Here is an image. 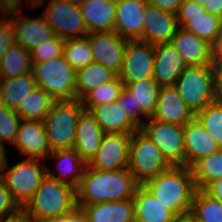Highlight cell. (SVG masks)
<instances>
[{
  "label": "cell",
  "instance_id": "obj_33",
  "mask_svg": "<svg viewBox=\"0 0 222 222\" xmlns=\"http://www.w3.org/2000/svg\"><path fill=\"white\" fill-rule=\"evenodd\" d=\"M126 87L133 93L136 101V109L151 117L154 113L159 97L160 86L153 78H147L138 82L128 83Z\"/></svg>",
  "mask_w": 222,
  "mask_h": 222
},
{
  "label": "cell",
  "instance_id": "obj_51",
  "mask_svg": "<svg viewBox=\"0 0 222 222\" xmlns=\"http://www.w3.org/2000/svg\"><path fill=\"white\" fill-rule=\"evenodd\" d=\"M6 2H9V3H12L14 5H17V6H21L22 7V3H23V0H5ZM27 1V5L30 7V8H35L36 6L38 5H42L44 0H26Z\"/></svg>",
  "mask_w": 222,
  "mask_h": 222
},
{
  "label": "cell",
  "instance_id": "obj_2",
  "mask_svg": "<svg viewBox=\"0 0 222 222\" xmlns=\"http://www.w3.org/2000/svg\"><path fill=\"white\" fill-rule=\"evenodd\" d=\"M143 186L176 216L191 213L193 197L197 190L191 168L171 166Z\"/></svg>",
  "mask_w": 222,
  "mask_h": 222
},
{
  "label": "cell",
  "instance_id": "obj_18",
  "mask_svg": "<svg viewBox=\"0 0 222 222\" xmlns=\"http://www.w3.org/2000/svg\"><path fill=\"white\" fill-rule=\"evenodd\" d=\"M194 117L195 114L185 104L174 85L160 88L151 119L184 127Z\"/></svg>",
  "mask_w": 222,
  "mask_h": 222
},
{
  "label": "cell",
  "instance_id": "obj_23",
  "mask_svg": "<svg viewBox=\"0 0 222 222\" xmlns=\"http://www.w3.org/2000/svg\"><path fill=\"white\" fill-rule=\"evenodd\" d=\"M104 131L94 116L84 110L79 116L73 148L88 163L100 147Z\"/></svg>",
  "mask_w": 222,
  "mask_h": 222
},
{
  "label": "cell",
  "instance_id": "obj_55",
  "mask_svg": "<svg viewBox=\"0 0 222 222\" xmlns=\"http://www.w3.org/2000/svg\"><path fill=\"white\" fill-rule=\"evenodd\" d=\"M64 1L68 2V3L72 4V5L79 6L83 0H64Z\"/></svg>",
  "mask_w": 222,
  "mask_h": 222
},
{
  "label": "cell",
  "instance_id": "obj_53",
  "mask_svg": "<svg viewBox=\"0 0 222 222\" xmlns=\"http://www.w3.org/2000/svg\"><path fill=\"white\" fill-rule=\"evenodd\" d=\"M30 221L31 220L23 212H21L17 216L8 219H3L0 222H30Z\"/></svg>",
  "mask_w": 222,
  "mask_h": 222
},
{
  "label": "cell",
  "instance_id": "obj_17",
  "mask_svg": "<svg viewBox=\"0 0 222 222\" xmlns=\"http://www.w3.org/2000/svg\"><path fill=\"white\" fill-rule=\"evenodd\" d=\"M13 145L27 158L45 161L51 153L43 121L21 120Z\"/></svg>",
  "mask_w": 222,
  "mask_h": 222
},
{
  "label": "cell",
  "instance_id": "obj_39",
  "mask_svg": "<svg viewBox=\"0 0 222 222\" xmlns=\"http://www.w3.org/2000/svg\"><path fill=\"white\" fill-rule=\"evenodd\" d=\"M22 119L14 109L0 105V142L15 143L18 127Z\"/></svg>",
  "mask_w": 222,
  "mask_h": 222
},
{
  "label": "cell",
  "instance_id": "obj_35",
  "mask_svg": "<svg viewBox=\"0 0 222 222\" xmlns=\"http://www.w3.org/2000/svg\"><path fill=\"white\" fill-rule=\"evenodd\" d=\"M221 25L222 19L219 16L206 12L196 16H187V24L183 28L212 45Z\"/></svg>",
  "mask_w": 222,
  "mask_h": 222
},
{
  "label": "cell",
  "instance_id": "obj_36",
  "mask_svg": "<svg viewBox=\"0 0 222 222\" xmlns=\"http://www.w3.org/2000/svg\"><path fill=\"white\" fill-rule=\"evenodd\" d=\"M124 86L119 76H116L113 80L91 90L81 99L84 109L90 111L96 105L116 102Z\"/></svg>",
  "mask_w": 222,
  "mask_h": 222
},
{
  "label": "cell",
  "instance_id": "obj_8",
  "mask_svg": "<svg viewBox=\"0 0 222 222\" xmlns=\"http://www.w3.org/2000/svg\"><path fill=\"white\" fill-rule=\"evenodd\" d=\"M170 167L158 147L140 129L131 134L128 170L139 185Z\"/></svg>",
  "mask_w": 222,
  "mask_h": 222
},
{
  "label": "cell",
  "instance_id": "obj_31",
  "mask_svg": "<svg viewBox=\"0 0 222 222\" xmlns=\"http://www.w3.org/2000/svg\"><path fill=\"white\" fill-rule=\"evenodd\" d=\"M30 52L14 43L0 61V78H12L32 73Z\"/></svg>",
  "mask_w": 222,
  "mask_h": 222
},
{
  "label": "cell",
  "instance_id": "obj_34",
  "mask_svg": "<svg viewBox=\"0 0 222 222\" xmlns=\"http://www.w3.org/2000/svg\"><path fill=\"white\" fill-rule=\"evenodd\" d=\"M190 214L195 222H222V204L203 190L197 189Z\"/></svg>",
  "mask_w": 222,
  "mask_h": 222
},
{
  "label": "cell",
  "instance_id": "obj_1",
  "mask_svg": "<svg viewBox=\"0 0 222 222\" xmlns=\"http://www.w3.org/2000/svg\"><path fill=\"white\" fill-rule=\"evenodd\" d=\"M128 168L100 171L86 165L76 190L77 204H94L132 199L138 187Z\"/></svg>",
  "mask_w": 222,
  "mask_h": 222
},
{
  "label": "cell",
  "instance_id": "obj_37",
  "mask_svg": "<svg viewBox=\"0 0 222 222\" xmlns=\"http://www.w3.org/2000/svg\"><path fill=\"white\" fill-rule=\"evenodd\" d=\"M63 56L76 71L94 62L88 36L66 39Z\"/></svg>",
  "mask_w": 222,
  "mask_h": 222
},
{
  "label": "cell",
  "instance_id": "obj_15",
  "mask_svg": "<svg viewBox=\"0 0 222 222\" xmlns=\"http://www.w3.org/2000/svg\"><path fill=\"white\" fill-rule=\"evenodd\" d=\"M154 46L153 79L163 86H173L188 64L171 42Z\"/></svg>",
  "mask_w": 222,
  "mask_h": 222
},
{
  "label": "cell",
  "instance_id": "obj_24",
  "mask_svg": "<svg viewBox=\"0 0 222 222\" xmlns=\"http://www.w3.org/2000/svg\"><path fill=\"white\" fill-rule=\"evenodd\" d=\"M79 8L88 33L114 31L116 0H83Z\"/></svg>",
  "mask_w": 222,
  "mask_h": 222
},
{
  "label": "cell",
  "instance_id": "obj_11",
  "mask_svg": "<svg viewBox=\"0 0 222 222\" xmlns=\"http://www.w3.org/2000/svg\"><path fill=\"white\" fill-rule=\"evenodd\" d=\"M48 6L42 13L54 34L62 39L83 38L88 35L83 15L77 5L64 0H48Z\"/></svg>",
  "mask_w": 222,
  "mask_h": 222
},
{
  "label": "cell",
  "instance_id": "obj_28",
  "mask_svg": "<svg viewBox=\"0 0 222 222\" xmlns=\"http://www.w3.org/2000/svg\"><path fill=\"white\" fill-rule=\"evenodd\" d=\"M37 87L32 73L12 78H0L2 104L16 109L21 101Z\"/></svg>",
  "mask_w": 222,
  "mask_h": 222
},
{
  "label": "cell",
  "instance_id": "obj_30",
  "mask_svg": "<svg viewBox=\"0 0 222 222\" xmlns=\"http://www.w3.org/2000/svg\"><path fill=\"white\" fill-rule=\"evenodd\" d=\"M55 100L42 88L37 86L15 109L22 120L43 121Z\"/></svg>",
  "mask_w": 222,
  "mask_h": 222
},
{
  "label": "cell",
  "instance_id": "obj_7",
  "mask_svg": "<svg viewBox=\"0 0 222 222\" xmlns=\"http://www.w3.org/2000/svg\"><path fill=\"white\" fill-rule=\"evenodd\" d=\"M174 86L185 104L196 114L215 101L213 66H188L179 75Z\"/></svg>",
  "mask_w": 222,
  "mask_h": 222
},
{
  "label": "cell",
  "instance_id": "obj_44",
  "mask_svg": "<svg viewBox=\"0 0 222 222\" xmlns=\"http://www.w3.org/2000/svg\"><path fill=\"white\" fill-rule=\"evenodd\" d=\"M15 43L14 29L10 20H0V61Z\"/></svg>",
  "mask_w": 222,
  "mask_h": 222
},
{
  "label": "cell",
  "instance_id": "obj_50",
  "mask_svg": "<svg viewBox=\"0 0 222 222\" xmlns=\"http://www.w3.org/2000/svg\"><path fill=\"white\" fill-rule=\"evenodd\" d=\"M204 7L206 12L217 15L222 19V0H208Z\"/></svg>",
  "mask_w": 222,
  "mask_h": 222
},
{
  "label": "cell",
  "instance_id": "obj_52",
  "mask_svg": "<svg viewBox=\"0 0 222 222\" xmlns=\"http://www.w3.org/2000/svg\"><path fill=\"white\" fill-rule=\"evenodd\" d=\"M6 147L5 144L0 142V173L7 163Z\"/></svg>",
  "mask_w": 222,
  "mask_h": 222
},
{
  "label": "cell",
  "instance_id": "obj_42",
  "mask_svg": "<svg viewBox=\"0 0 222 222\" xmlns=\"http://www.w3.org/2000/svg\"><path fill=\"white\" fill-rule=\"evenodd\" d=\"M119 106H122L123 111L129 115V117L140 127L145 121H141V115H147L142 111V109H136V101L133 98V93L124 86L122 94L116 101Z\"/></svg>",
  "mask_w": 222,
  "mask_h": 222
},
{
  "label": "cell",
  "instance_id": "obj_3",
  "mask_svg": "<svg viewBox=\"0 0 222 222\" xmlns=\"http://www.w3.org/2000/svg\"><path fill=\"white\" fill-rule=\"evenodd\" d=\"M75 208L76 189L46 175L22 212L30 220H57Z\"/></svg>",
  "mask_w": 222,
  "mask_h": 222
},
{
  "label": "cell",
  "instance_id": "obj_38",
  "mask_svg": "<svg viewBox=\"0 0 222 222\" xmlns=\"http://www.w3.org/2000/svg\"><path fill=\"white\" fill-rule=\"evenodd\" d=\"M195 117L222 149V103L214 101L207 104Z\"/></svg>",
  "mask_w": 222,
  "mask_h": 222
},
{
  "label": "cell",
  "instance_id": "obj_25",
  "mask_svg": "<svg viewBox=\"0 0 222 222\" xmlns=\"http://www.w3.org/2000/svg\"><path fill=\"white\" fill-rule=\"evenodd\" d=\"M104 133H122L131 135L139 126L127 115L117 102L94 106L89 111Z\"/></svg>",
  "mask_w": 222,
  "mask_h": 222
},
{
  "label": "cell",
  "instance_id": "obj_58",
  "mask_svg": "<svg viewBox=\"0 0 222 222\" xmlns=\"http://www.w3.org/2000/svg\"><path fill=\"white\" fill-rule=\"evenodd\" d=\"M2 104V100H1V92H0V105Z\"/></svg>",
  "mask_w": 222,
  "mask_h": 222
},
{
  "label": "cell",
  "instance_id": "obj_13",
  "mask_svg": "<svg viewBox=\"0 0 222 222\" xmlns=\"http://www.w3.org/2000/svg\"><path fill=\"white\" fill-rule=\"evenodd\" d=\"M131 135L104 133L97 153L87 163L93 169L112 171L128 168Z\"/></svg>",
  "mask_w": 222,
  "mask_h": 222
},
{
  "label": "cell",
  "instance_id": "obj_45",
  "mask_svg": "<svg viewBox=\"0 0 222 222\" xmlns=\"http://www.w3.org/2000/svg\"><path fill=\"white\" fill-rule=\"evenodd\" d=\"M183 1L184 0H148V4L176 15Z\"/></svg>",
  "mask_w": 222,
  "mask_h": 222
},
{
  "label": "cell",
  "instance_id": "obj_43",
  "mask_svg": "<svg viewBox=\"0 0 222 222\" xmlns=\"http://www.w3.org/2000/svg\"><path fill=\"white\" fill-rule=\"evenodd\" d=\"M206 13L204 6L194 0H184L176 14L178 27L183 28L187 24V16H196Z\"/></svg>",
  "mask_w": 222,
  "mask_h": 222
},
{
  "label": "cell",
  "instance_id": "obj_10",
  "mask_svg": "<svg viewBox=\"0 0 222 222\" xmlns=\"http://www.w3.org/2000/svg\"><path fill=\"white\" fill-rule=\"evenodd\" d=\"M139 129L161 151L171 166H185V143L183 127L148 118Z\"/></svg>",
  "mask_w": 222,
  "mask_h": 222
},
{
  "label": "cell",
  "instance_id": "obj_32",
  "mask_svg": "<svg viewBox=\"0 0 222 222\" xmlns=\"http://www.w3.org/2000/svg\"><path fill=\"white\" fill-rule=\"evenodd\" d=\"M191 171L195 185L200 190L222 178V149L198 160L191 167Z\"/></svg>",
  "mask_w": 222,
  "mask_h": 222
},
{
  "label": "cell",
  "instance_id": "obj_47",
  "mask_svg": "<svg viewBox=\"0 0 222 222\" xmlns=\"http://www.w3.org/2000/svg\"><path fill=\"white\" fill-rule=\"evenodd\" d=\"M203 191L222 204V178L209 183Z\"/></svg>",
  "mask_w": 222,
  "mask_h": 222
},
{
  "label": "cell",
  "instance_id": "obj_41",
  "mask_svg": "<svg viewBox=\"0 0 222 222\" xmlns=\"http://www.w3.org/2000/svg\"><path fill=\"white\" fill-rule=\"evenodd\" d=\"M21 212L22 208L7 190V187L0 175V221L17 216Z\"/></svg>",
  "mask_w": 222,
  "mask_h": 222
},
{
  "label": "cell",
  "instance_id": "obj_16",
  "mask_svg": "<svg viewBox=\"0 0 222 222\" xmlns=\"http://www.w3.org/2000/svg\"><path fill=\"white\" fill-rule=\"evenodd\" d=\"M148 0H116L114 32L126 40H141Z\"/></svg>",
  "mask_w": 222,
  "mask_h": 222
},
{
  "label": "cell",
  "instance_id": "obj_5",
  "mask_svg": "<svg viewBox=\"0 0 222 222\" xmlns=\"http://www.w3.org/2000/svg\"><path fill=\"white\" fill-rule=\"evenodd\" d=\"M32 74L37 86L46 91L55 101L76 100V70L64 56L43 63H32Z\"/></svg>",
  "mask_w": 222,
  "mask_h": 222
},
{
  "label": "cell",
  "instance_id": "obj_57",
  "mask_svg": "<svg viewBox=\"0 0 222 222\" xmlns=\"http://www.w3.org/2000/svg\"><path fill=\"white\" fill-rule=\"evenodd\" d=\"M30 222H57L56 220H31Z\"/></svg>",
  "mask_w": 222,
  "mask_h": 222
},
{
  "label": "cell",
  "instance_id": "obj_6",
  "mask_svg": "<svg viewBox=\"0 0 222 222\" xmlns=\"http://www.w3.org/2000/svg\"><path fill=\"white\" fill-rule=\"evenodd\" d=\"M5 164L0 175L14 200L23 208L47 175L42 159L25 158L11 168Z\"/></svg>",
  "mask_w": 222,
  "mask_h": 222
},
{
  "label": "cell",
  "instance_id": "obj_26",
  "mask_svg": "<svg viewBox=\"0 0 222 222\" xmlns=\"http://www.w3.org/2000/svg\"><path fill=\"white\" fill-rule=\"evenodd\" d=\"M48 157L57 159V167L59 168L60 174L59 176H55V174L46 167L47 176L77 190L87 163L80 157L76 150L74 148L58 149L51 151Z\"/></svg>",
  "mask_w": 222,
  "mask_h": 222
},
{
  "label": "cell",
  "instance_id": "obj_54",
  "mask_svg": "<svg viewBox=\"0 0 222 222\" xmlns=\"http://www.w3.org/2000/svg\"><path fill=\"white\" fill-rule=\"evenodd\" d=\"M173 222H195L194 217L191 214L177 216Z\"/></svg>",
  "mask_w": 222,
  "mask_h": 222
},
{
  "label": "cell",
  "instance_id": "obj_19",
  "mask_svg": "<svg viewBox=\"0 0 222 222\" xmlns=\"http://www.w3.org/2000/svg\"><path fill=\"white\" fill-rule=\"evenodd\" d=\"M185 166L191 168L198 160L221 148L196 117L184 127Z\"/></svg>",
  "mask_w": 222,
  "mask_h": 222
},
{
  "label": "cell",
  "instance_id": "obj_29",
  "mask_svg": "<svg viewBox=\"0 0 222 222\" xmlns=\"http://www.w3.org/2000/svg\"><path fill=\"white\" fill-rule=\"evenodd\" d=\"M117 75L102 64L92 62L76 71L77 99L81 100L88 92L113 80Z\"/></svg>",
  "mask_w": 222,
  "mask_h": 222
},
{
  "label": "cell",
  "instance_id": "obj_12",
  "mask_svg": "<svg viewBox=\"0 0 222 222\" xmlns=\"http://www.w3.org/2000/svg\"><path fill=\"white\" fill-rule=\"evenodd\" d=\"M153 68L154 46L141 40H127L123 67L118 75L123 84L153 78Z\"/></svg>",
  "mask_w": 222,
  "mask_h": 222
},
{
  "label": "cell",
  "instance_id": "obj_4",
  "mask_svg": "<svg viewBox=\"0 0 222 222\" xmlns=\"http://www.w3.org/2000/svg\"><path fill=\"white\" fill-rule=\"evenodd\" d=\"M84 110L78 99L52 104L43 120L51 151L73 148L79 116Z\"/></svg>",
  "mask_w": 222,
  "mask_h": 222
},
{
  "label": "cell",
  "instance_id": "obj_46",
  "mask_svg": "<svg viewBox=\"0 0 222 222\" xmlns=\"http://www.w3.org/2000/svg\"><path fill=\"white\" fill-rule=\"evenodd\" d=\"M215 101L222 103V61L213 62Z\"/></svg>",
  "mask_w": 222,
  "mask_h": 222
},
{
  "label": "cell",
  "instance_id": "obj_56",
  "mask_svg": "<svg viewBox=\"0 0 222 222\" xmlns=\"http://www.w3.org/2000/svg\"><path fill=\"white\" fill-rule=\"evenodd\" d=\"M194 1L198 2L202 6H205L208 2V0H194Z\"/></svg>",
  "mask_w": 222,
  "mask_h": 222
},
{
  "label": "cell",
  "instance_id": "obj_22",
  "mask_svg": "<svg viewBox=\"0 0 222 222\" xmlns=\"http://www.w3.org/2000/svg\"><path fill=\"white\" fill-rule=\"evenodd\" d=\"M86 222H135L132 199L94 204H77Z\"/></svg>",
  "mask_w": 222,
  "mask_h": 222
},
{
  "label": "cell",
  "instance_id": "obj_14",
  "mask_svg": "<svg viewBox=\"0 0 222 222\" xmlns=\"http://www.w3.org/2000/svg\"><path fill=\"white\" fill-rule=\"evenodd\" d=\"M87 36L94 62L102 64L118 76L123 67L127 40L114 31L93 32Z\"/></svg>",
  "mask_w": 222,
  "mask_h": 222
},
{
  "label": "cell",
  "instance_id": "obj_49",
  "mask_svg": "<svg viewBox=\"0 0 222 222\" xmlns=\"http://www.w3.org/2000/svg\"><path fill=\"white\" fill-rule=\"evenodd\" d=\"M213 62L222 61V25L216 40L212 44Z\"/></svg>",
  "mask_w": 222,
  "mask_h": 222
},
{
  "label": "cell",
  "instance_id": "obj_9",
  "mask_svg": "<svg viewBox=\"0 0 222 222\" xmlns=\"http://www.w3.org/2000/svg\"><path fill=\"white\" fill-rule=\"evenodd\" d=\"M22 7L0 0V13L11 16L10 21L14 29L15 42L29 52L37 46L52 39L55 34L43 15L29 19L22 17ZM13 15V16H12ZM17 16H20L17 18Z\"/></svg>",
  "mask_w": 222,
  "mask_h": 222
},
{
  "label": "cell",
  "instance_id": "obj_27",
  "mask_svg": "<svg viewBox=\"0 0 222 222\" xmlns=\"http://www.w3.org/2000/svg\"><path fill=\"white\" fill-rule=\"evenodd\" d=\"M132 200L135 222H173L177 217L143 185H138Z\"/></svg>",
  "mask_w": 222,
  "mask_h": 222
},
{
  "label": "cell",
  "instance_id": "obj_48",
  "mask_svg": "<svg viewBox=\"0 0 222 222\" xmlns=\"http://www.w3.org/2000/svg\"><path fill=\"white\" fill-rule=\"evenodd\" d=\"M57 222H86V218L83 214V211L77 207L72 212L65 214L60 219L56 220Z\"/></svg>",
  "mask_w": 222,
  "mask_h": 222
},
{
  "label": "cell",
  "instance_id": "obj_40",
  "mask_svg": "<svg viewBox=\"0 0 222 222\" xmlns=\"http://www.w3.org/2000/svg\"><path fill=\"white\" fill-rule=\"evenodd\" d=\"M64 43V39L55 35L52 39L35 47L30 51L32 63H43L62 56Z\"/></svg>",
  "mask_w": 222,
  "mask_h": 222
},
{
  "label": "cell",
  "instance_id": "obj_21",
  "mask_svg": "<svg viewBox=\"0 0 222 222\" xmlns=\"http://www.w3.org/2000/svg\"><path fill=\"white\" fill-rule=\"evenodd\" d=\"M171 43L188 66L212 65V45L193 33L178 27Z\"/></svg>",
  "mask_w": 222,
  "mask_h": 222
},
{
  "label": "cell",
  "instance_id": "obj_20",
  "mask_svg": "<svg viewBox=\"0 0 222 222\" xmlns=\"http://www.w3.org/2000/svg\"><path fill=\"white\" fill-rule=\"evenodd\" d=\"M142 41L152 45L171 42L178 29L176 15L147 5L144 10Z\"/></svg>",
  "mask_w": 222,
  "mask_h": 222
}]
</instances>
